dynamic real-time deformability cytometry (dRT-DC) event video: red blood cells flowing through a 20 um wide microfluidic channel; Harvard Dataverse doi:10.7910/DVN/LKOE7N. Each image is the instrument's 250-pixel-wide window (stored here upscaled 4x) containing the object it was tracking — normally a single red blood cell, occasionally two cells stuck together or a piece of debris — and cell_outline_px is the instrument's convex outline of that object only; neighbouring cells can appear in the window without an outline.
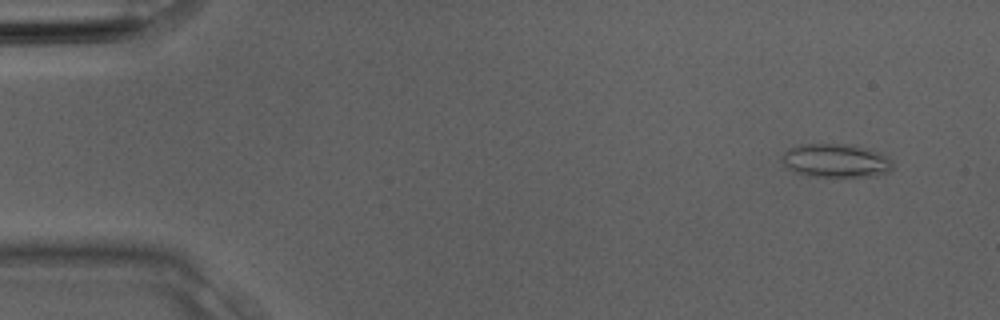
{"species": "Egyptian fruit bat (a non-hibernating species)", "species_latin": "Rousettus aegyptiacus", "temperature_condition": "room temperature", "stored_images_in_passage": 2, "camera_frame_rate_fps": 3000, "um_per_image_px": 0.085, "animal": {"sex": "male"}, "frame": {"image": 1, "passage_image": 1, "time_ms": 0.0, "image_size_px": [1000, 320], "cell_outline_px": [[892, 168], [888, 172], [876, 176], [808, 176], [784, 168], [784, 152], [788, 148], [804, 144], [844, 144], [868, 148], [880, 152], [888, 156], [892, 160]], "centroid_in_image_um": [71.07, 13.65], "position_along_channel_um": 13.9, "area_um2": 21.68}}